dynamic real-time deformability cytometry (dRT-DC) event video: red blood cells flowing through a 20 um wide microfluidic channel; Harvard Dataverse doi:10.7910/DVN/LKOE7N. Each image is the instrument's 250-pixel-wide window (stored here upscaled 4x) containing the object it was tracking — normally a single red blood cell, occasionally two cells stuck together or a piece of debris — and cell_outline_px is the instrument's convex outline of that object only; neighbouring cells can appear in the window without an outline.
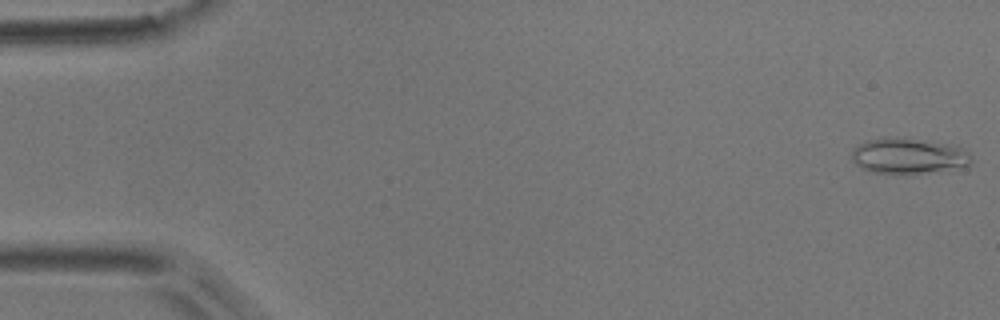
{"species": "common noctule bat (a hibernating species)", "species_latin": "Nyctalus noctula", "temperature_condition": "room temperature", "stored_images_in_passage": 5, "camera_frame_rate_fps": 3000, "um_per_image_px": 0.085, "animal": {"sex": "male", "body_mass_g": 17.9}, "frame": {"image": 1, "passage_image": 1, "time_ms": 0.0, "image_size_px": [1000, 320], "cell_outline_px": [[972, 160], [968, 168], [920, 172], [872, 172], [860, 168], [852, 160], [852, 148], [868, 140], [884, 136], [928, 140], [948, 144], [960, 148], [968, 152]], "centroid_in_image_um": [77.23, 13.23], "position_along_channel_um": 7.8, "area_um2": 24.74}}